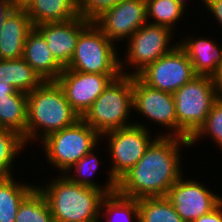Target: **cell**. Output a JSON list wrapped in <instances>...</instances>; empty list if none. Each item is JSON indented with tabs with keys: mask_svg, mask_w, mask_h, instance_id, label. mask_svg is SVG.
<instances>
[{
	"mask_svg": "<svg viewBox=\"0 0 222 222\" xmlns=\"http://www.w3.org/2000/svg\"><path fill=\"white\" fill-rule=\"evenodd\" d=\"M161 135L150 144L138 163L117 181L116 191L120 195L134 199L166 197L170 187L183 175L179 146H190L189 140Z\"/></svg>",
	"mask_w": 222,
	"mask_h": 222,
	"instance_id": "cell-1",
	"label": "cell"
},
{
	"mask_svg": "<svg viewBox=\"0 0 222 222\" xmlns=\"http://www.w3.org/2000/svg\"><path fill=\"white\" fill-rule=\"evenodd\" d=\"M80 118L66 100L58 82L44 81L39 87L27 93L26 144L39 136L43 140L48 135L73 125Z\"/></svg>",
	"mask_w": 222,
	"mask_h": 222,
	"instance_id": "cell-2",
	"label": "cell"
},
{
	"mask_svg": "<svg viewBox=\"0 0 222 222\" xmlns=\"http://www.w3.org/2000/svg\"><path fill=\"white\" fill-rule=\"evenodd\" d=\"M47 185L37 188L45 196L54 222H99L106 196L103 191L74 183L66 175Z\"/></svg>",
	"mask_w": 222,
	"mask_h": 222,
	"instance_id": "cell-3",
	"label": "cell"
},
{
	"mask_svg": "<svg viewBox=\"0 0 222 222\" xmlns=\"http://www.w3.org/2000/svg\"><path fill=\"white\" fill-rule=\"evenodd\" d=\"M133 108V75H120L81 117L100 135L134 125L128 123ZM127 121V122H126Z\"/></svg>",
	"mask_w": 222,
	"mask_h": 222,
	"instance_id": "cell-4",
	"label": "cell"
},
{
	"mask_svg": "<svg viewBox=\"0 0 222 222\" xmlns=\"http://www.w3.org/2000/svg\"><path fill=\"white\" fill-rule=\"evenodd\" d=\"M178 137L189 140L204 124L218 99L214 78L196 75L173 93Z\"/></svg>",
	"mask_w": 222,
	"mask_h": 222,
	"instance_id": "cell-5",
	"label": "cell"
},
{
	"mask_svg": "<svg viewBox=\"0 0 222 222\" xmlns=\"http://www.w3.org/2000/svg\"><path fill=\"white\" fill-rule=\"evenodd\" d=\"M115 42L109 40L92 21L79 35L74 55L65 69L95 74H121ZM123 69V70H122Z\"/></svg>",
	"mask_w": 222,
	"mask_h": 222,
	"instance_id": "cell-6",
	"label": "cell"
},
{
	"mask_svg": "<svg viewBox=\"0 0 222 222\" xmlns=\"http://www.w3.org/2000/svg\"><path fill=\"white\" fill-rule=\"evenodd\" d=\"M101 135L80 118L73 125L43 139L46 157L51 165L64 173L87 153L94 150Z\"/></svg>",
	"mask_w": 222,
	"mask_h": 222,
	"instance_id": "cell-7",
	"label": "cell"
},
{
	"mask_svg": "<svg viewBox=\"0 0 222 222\" xmlns=\"http://www.w3.org/2000/svg\"><path fill=\"white\" fill-rule=\"evenodd\" d=\"M148 129L143 124L134 123L129 127L120 128L103 134L108 136L109 150L112 156L109 182H117L126 172L134 167L143 157L145 151L155 140L151 139Z\"/></svg>",
	"mask_w": 222,
	"mask_h": 222,
	"instance_id": "cell-8",
	"label": "cell"
},
{
	"mask_svg": "<svg viewBox=\"0 0 222 222\" xmlns=\"http://www.w3.org/2000/svg\"><path fill=\"white\" fill-rule=\"evenodd\" d=\"M178 43L137 76L148 86L171 94L191 81L196 76L193 65Z\"/></svg>",
	"mask_w": 222,
	"mask_h": 222,
	"instance_id": "cell-9",
	"label": "cell"
},
{
	"mask_svg": "<svg viewBox=\"0 0 222 222\" xmlns=\"http://www.w3.org/2000/svg\"><path fill=\"white\" fill-rule=\"evenodd\" d=\"M148 22L129 38V46H127V60L125 62L133 68L136 66V71L133 73L123 72L122 75L137 76L149 64L176 47L175 45L171 47L169 44L173 37L171 29Z\"/></svg>",
	"mask_w": 222,
	"mask_h": 222,
	"instance_id": "cell-10",
	"label": "cell"
},
{
	"mask_svg": "<svg viewBox=\"0 0 222 222\" xmlns=\"http://www.w3.org/2000/svg\"><path fill=\"white\" fill-rule=\"evenodd\" d=\"M121 74L83 73L65 69L56 79L66 100L82 117L108 85Z\"/></svg>",
	"mask_w": 222,
	"mask_h": 222,
	"instance_id": "cell-11",
	"label": "cell"
},
{
	"mask_svg": "<svg viewBox=\"0 0 222 222\" xmlns=\"http://www.w3.org/2000/svg\"><path fill=\"white\" fill-rule=\"evenodd\" d=\"M133 108L155 123L173 130L165 136L178 137V121L171 93L152 88L138 76H133Z\"/></svg>",
	"mask_w": 222,
	"mask_h": 222,
	"instance_id": "cell-12",
	"label": "cell"
},
{
	"mask_svg": "<svg viewBox=\"0 0 222 222\" xmlns=\"http://www.w3.org/2000/svg\"><path fill=\"white\" fill-rule=\"evenodd\" d=\"M166 198L185 222H193L210 213L222 202V197L205 185L195 180L183 181V176L170 187Z\"/></svg>",
	"mask_w": 222,
	"mask_h": 222,
	"instance_id": "cell-13",
	"label": "cell"
},
{
	"mask_svg": "<svg viewBox=\"0 0 222 222\" xmlns=\"http://www.w3.org/2000/svg\"><path fill=\"white\" fill-rule=\"evenodd\" d=\"M111 40L129 39L148 22L145 0H120L93 21Z\"/></svg>",
	"mask_w": 222,
	"mask_h": 222,
	"instance_id": "cell-14",
	"label": "cell"
},
{
	"mask_svg": "<svg viewBox=\"0 0 222 222\" xmlns=\"http://www.w3.org/2000/svg\"><path fill=\"white\" fill-rule=\"evenodd\" d=\"M91 22L79 15L66 22L43 23L35 28L45 38L55 60L66 68L74 55L80 33Z\"/></svg>",
	"mask_w": 222,
	"mask_h": 222,
	"instance_id": "cell-15",
	"label": "cell"
},
{
	"mask_svg": "<svg viewBox=\"0 0 222 222\" xmlns=\"http://www.w3.org/2000/svg\"><path fill=\"white\" fill-rule=\"evenodd\" d=\"M33 28L25 9L14 7L0 29V60L22 58L26 37Z\"/></svg>",
	"mask_w": 222,
	"mask_h": 222,
	"instance_id": "cell-16",
	"label": "cell"
},
{
	"mask_svg": "<svg viewBox=\"0 0 222 222\" xmlns=\"http://www.w3.org/2000/svg\"><path fill=\"white\" fill-rule=\"evenodd\" d=\"M27 93L0 82V128L17 132L26 143Z\"/></svg>",
	"mask_w": 222,
	"mask_h": 222,
	"instance_id": "cell-17",
	"label": "cell"
},
{
	"mask_svg": "<svg viewBox=\"0 0 222 222\" xmlns=\"http://www.w3.org/2000/svg\"><path fill=\"white\" fill-rule=\"evenodd\" d=\"M44 80H56L64 68L55 60L43 35L34 27L27 35L22 57Z\"/></svg>",
	"mask_w": 222,
	"mask_h": 222,
	"instance_id": "cell-18",
	"label": "cell"
},
{
	"mask_svg": "<svg viewBox=\"0 0 222 222\" xmlns=\"http://www.w3.org/2000/svg\"><path fill=\"white\" fill-rule=\"evenodd\" d=\"M178 43L186 52L196 75L214 77L222 66V47L203 38H185ZM195 39V40H194Z\"/></svg>",
	"mask_w": 222,
	"mask_h": 222,
	"instance_id": "cell-19",
	"label": "cell"
},
{
	"mask_svg": "<svg viewBox=\"0 0 222 222\" xmlns=\"http://www.w3.org/2000/svg\"><path fill=\"white\" fill-rule=\"evenodd\" d=\"M23 8L33 27L43 23L66 22L79 16L77 0H29Z\"/></svg>",
	"mask_w": 222,
	"mask_h": 222,
	"instance_id": "cell-20",
	"label": "cell"
},
{
	"mask_svg": "<svg viewBox=\"0 0 222 222\" xmlns=\"http://www.w3.org/2000/svg\"><path fill=\"white\" fill-rule=\"evenodd\" d=\"M0 82H7L18 91L29 93L44 80L23 59L0 60Z\"/></svg>",
	"mask_w": 222,
	"mask_h": 222,
	"instance_id": "cell-21",
	"label": "cell"
},
{
	"mask_svg": "<svg viewBox=\"0 0 222 222\" xmlns=\"http://www.w3.org/2000/svg\"><path fill=\"white\" fill-rule=\"evenodd\" d=\"M36 188L16 183L13 176L0 178V222H15L22 201Z\"/></svg>",
	"mask_w": 222,
	"mask_h": 222,
	"instance_id": "cell-22",
	"label": "cell"
},
{
	"mask_svg": "<svg viewBox=\"0 0 222 222\" xmlns=\"http://www.w3.org/2000/svg\"><path fill=\"white\" fill-rule=\"evenodd\" d=\"M139 222H185L166 197L138 199Z\"/></svg>",
	"mask_w": 222,
	"mask_h": 222,
	"instance_id": "cell-23",
	"label": "cell"
},
{
	"mask_svg": "<svg viewBox=\"0 0 222 222\" xmlns=\"http://www.w3.org/2000/svg\"><path fill=\"white\" fill-rule=\"evenodd\" d=\"M103 206L106 209L103 213L108 215L107 222H132L133 217L139 222L138 199L122 196L115 191L102 199L100 212ZM112 214L115 215L111 216Z\"/></svg>",
	"mask_w": 222,
	"mask_h": 222,
	"instance_id": "cell-24",
	"label": "cell"
},
{
	"mask_svg": "<svg viewBox=\"0 0 222 222\" xmlns=\"http://www.w3.org/2000/svg\"><path fill=\"white\" fill-rule=\"evenodd\" d=\"M15 222H54L45 196L37 187L22 201Z\"/></svg>",
	"mask_w": 222,
	"mask_h": 222,
	"instance_id": "cell-25",
	"label": "cell"
},
{
	"mask_svg": "<svg viewBox=\"0 0 222 222\" xmlns=\"http://www.w3.org/2000/svg\"><path fill=\"white\" fill-rule=\"evenodd\" d=\"M93 151L94 150L83 156L68 170L72 171V169H74L76 174L71 175L69 172V176L68 174L64 175H67L66 177L74 183L99 189L103 191L106 195L111 194L117 190V182H107V184L103 188V185L101 187V185L95 183L93 180H91V178L89 179V177L94 174V172H96V168H98L99 165V160L97 159L98 157L94 155Z\"/></svg>",
	"mask_w": 222,
	"mask_h": 222,
	"instance_id": "cell-26",
	"label": "cell"
},
{
	"mask_svg": "<svg viewBox=\"0 0 222 222\" xmlns=\"http://www.w3.org/2000/svg\"><path fill=\"white\" fill-rule=\"evenodd\" d=\"M147 20L151 18L154 25L167 27L173 31L176 23L184 14L185 7H182L175 0H145ZM154 20V21H153Z\"/></svg>",
	"mask_w": 222,
	"mask_h": 222,
	"instance_id": "cell-27",
	"label": "cell"
},
{
	"mask_svg": "<svg viewBox=\"0 0 222 222\" xmlns=\"http://www.w3.org/2000/svg\"><path fill=\"white\" fill-rule=\"evenodd\" d=\"M25 145L23 137L17 132L0 128V178L12 176L14 158Z\"/></svg>",
	"mask_w": 222,
	"mask_h": 222,
	"instance_id": "cell-28",
	"label": "cell"
},
{
	"mask_svg": "<svg viewBox=\"0 0 222 222\" xmlns=\"http://www.w3.org/2000/svg\"><path fill=\"white\" fill-rule=\"evenodd\" d=\"M209 135L222 149V99L218 98L212 106L201 128L189 139L191 146L202 136Z\"/></svg>",
	"mask_w": 222,
	"mask_h": 222,
	"instance_id": "cell-29",
	"label": "cell"
},
{
	"mask_svg": "<svg viewBox=\"0 0 222 222\" xmlns=\"http://www.w3.org/2000/svg\"><path fill=\"white\" fill-rule=\"evenodd\" d=\"M120 0H77L78 14L89 21H94L105 10L116 5Z\"/></svg>",
	"mask_w": 222,
	"mask_h": 222,
	"instance_id": "cell-30",
	"label": "cell"
},
{
	"mask_svg": "<svg viewBox=\"0 0 222 222\" xmlns=\"http://www.w3.org/2000/svg\"><path fill=\"white\" fill-rule=\"evenodd\" d=\"M193 222H222V202L210 213L202 215Z\"/></svg>",
	"mask_w": 222,
	"mask_h": 222,
	"instance_id": "cell-31",
	"label": "cell"
},
{
	"mask_svg": "<svg viewBox=\"0 0 222 222\" xmlns=\"http://www.w3.org/2000/svg\"><path fill=\"white\" fill-rule=\"evenodd\" d=\"M208 11L214 14V18L222 25V0H203Z\"/></svg>",
	"mask_w": 222,
	"mask_h": 222,
	"instance_id": "cell-32",
	"label": "cell"
},
{
	"mask_svg": "<svg viewBox=\"0 0 222 222\" xmlns=\"http://www.w3.org/2000/svg\"><path fill=\"white\" fill-rule=\"evenodd\" d=\"M15 6L9 0H0V29L5 17Z\"/></svg>",
	"mask_w": 222,
	"mask_h": 222,
	"instance_id": "cell-33",
	"label": "cell"
},
{
	"mask_svg": "<svg viewBox=\"0 0 222 222\" xmlns=\"http://www.w3.org/2000/svg\"><path fill=\"white\" fill-rule=\"evenodd\" d=\"M213 78L218 98L222 99V66L219 68L217 74Z\"/></svg>",
	"mask_w": 222,
	"mask_h": 222,
	"instance_id": "cell-34",
	"label": "cell"
},
{
	"mask_svg": "<svg viewBox=\"0 0 222 222\" xmlns=\"http://www.w3.org/2000/svg\"><path fill=\"white\" fill-rule=\"evenodd\" d=\"M15 7H24L29 0H9Z\"/></svg>",
	"mask_w": 222,
	"mask_h": 222,
	"instance_id": "cell-35",
	"label": "cell"
},
{
	"mask_svg": "<svg viewBox=\"0 0 222 222\" xmlns=\"http://www.w3.org/2000/svg\"><path fill=\"white\" fill-rule=\"evenodd\" d=\"M177 3H179L182 7L186 6L185 5V0H175Z\"/></svg>",
	"mask_w": 222,
	"mask_h": 222,
	"instance_id": "cell-36",
	"label": "cell"
}]
</instances>
